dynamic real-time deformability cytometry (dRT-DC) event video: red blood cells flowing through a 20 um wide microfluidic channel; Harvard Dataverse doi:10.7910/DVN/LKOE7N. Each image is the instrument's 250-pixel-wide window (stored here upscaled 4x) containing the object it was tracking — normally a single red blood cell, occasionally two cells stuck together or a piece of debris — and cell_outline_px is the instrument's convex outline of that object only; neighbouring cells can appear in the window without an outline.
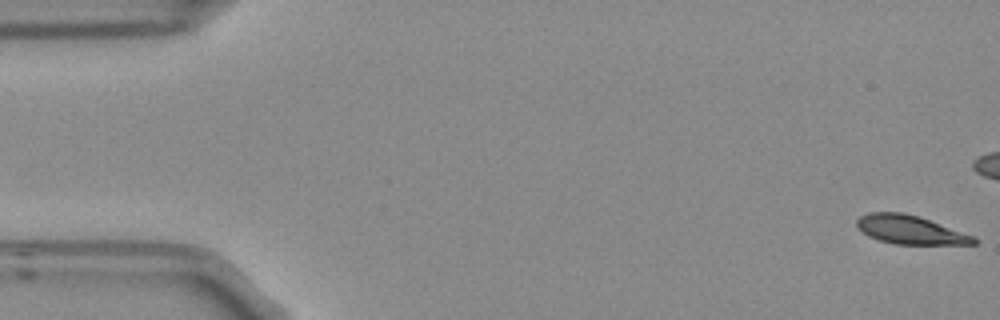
{"species": "Egyptian fruit bat (a non-hibernating species)", "species_latin": "Rousettus aegyptiacus", "temperature_condition": "room temperature", "stored_images_in_passage": 6, "camera_frame_rate_fps": 3000, "um_per_image_px": 0.085, "frame": {"image": 1, "passage_image": 1, "time_ms": 0.0, "image_size_px": [1000, 320], "cell_outline_px": [[976, 244], [896, 244], [880, 240], [868, 236], [856, 228], [856, 220], [860, 216], [868, 212], [904, 212], [976, 236]], "centroid_in_image_um": [77.32, 19.53], "position_along_channel_um": 7.7, "area_um2": 19.42}}